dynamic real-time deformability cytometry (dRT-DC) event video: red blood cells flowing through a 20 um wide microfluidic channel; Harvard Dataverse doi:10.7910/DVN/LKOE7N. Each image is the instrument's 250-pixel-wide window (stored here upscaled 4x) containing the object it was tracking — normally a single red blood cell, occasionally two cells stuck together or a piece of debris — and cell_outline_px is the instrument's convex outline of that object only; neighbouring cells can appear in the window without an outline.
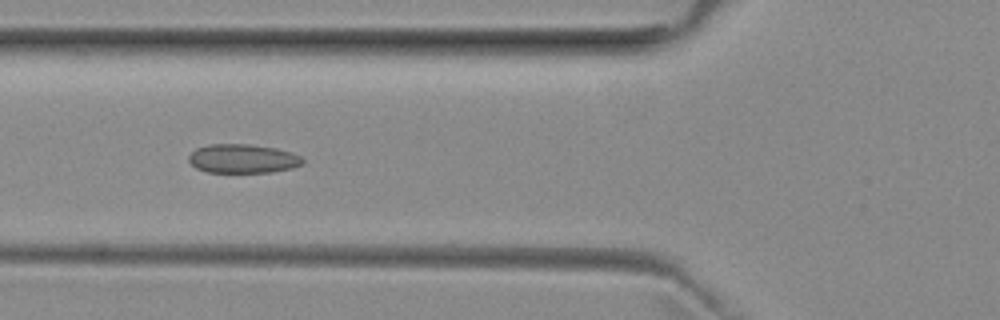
{"species": "common noctule bat (a hibernating species)", "species_latin": "Nyctalus noctula", "temperature_condition": "room temperature", "stored_images_in_passage": 26, "camera_frame_rate_fps": 3000, "um_per_image_px": 0.085, "animal": {"sex": "female", "body_mass_g": 29.2, "forearm_length_mm": 56.3}, "frame": {"image": 1, "passage_image": 8, "time_ms": 2.333, "image_size_px": [1000, 320], "cell_outline_px": [[304, 164], [292, 168], [272, 172], [208, 172], [196, 168], [188, 160], [188, 156], [196, 148], [208, 144], [248, 144], [276, 148], [292, 152], [300, 156], [304, 160]], "centroid_in_image_um": [20.65, 13.48], "position_along_channel_um": 105.2, "area_um2": 19.31}}
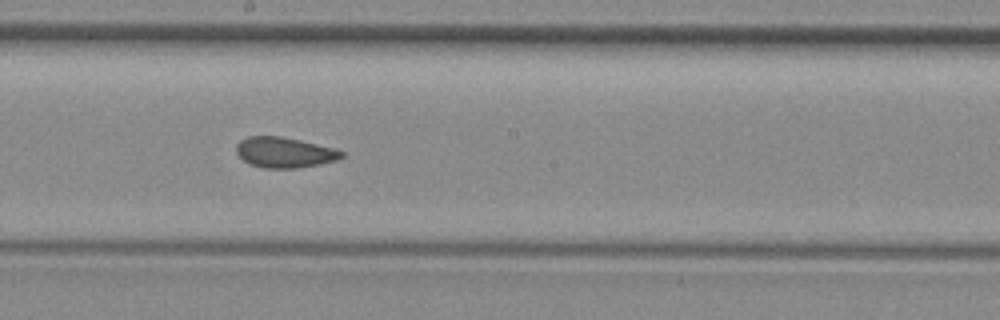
{"frame": {"image": 2, "passage_image": 17, "time_ms": 5.333, "image_size_px": [1000, 320], "cell_outline_px": [[344, 156], [336, 160], [320, 164], [296, 168], [264, 168], [248, 164], [236, 152], [236, 144], [240, 140], [248, 136], [280, 136], [316, 144], [332, 148], [344, 152]], "centroid_in_image_um": [24.14, 12.96], "position_along_channel_um": 224.1, "area_um2": 18.55}}
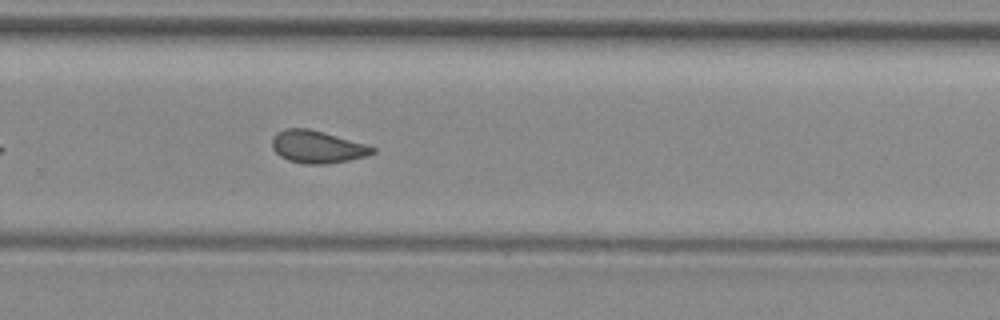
{"frame": {"image": 3, "passage_image": 23, "time_ms": 7.333, "image_size_px": [1000, 320], "cell_outline_px": [[376, 152], [364, 156], [348, 160], [324, 164], [304, 164], [288, 160], [280, 156], [272, 148], [272, 136], [276, 132], [284, 128], [308, 128], [324, 132], [364, 144], [376, 148]], "centroid_in_image_um": [26.91, 12.47], "position_along_channel_um": 302.9, "area_um2": 18.9}}